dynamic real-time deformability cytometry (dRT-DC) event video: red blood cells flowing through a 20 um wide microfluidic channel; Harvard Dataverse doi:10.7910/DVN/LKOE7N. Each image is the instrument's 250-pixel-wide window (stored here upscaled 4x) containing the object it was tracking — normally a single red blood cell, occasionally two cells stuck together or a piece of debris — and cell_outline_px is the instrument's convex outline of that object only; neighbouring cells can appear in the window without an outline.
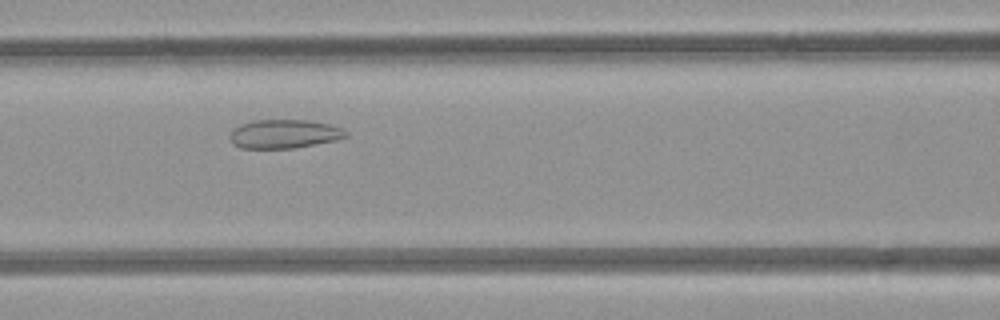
{"species": "common noctule bat (a hibernating species)", "species_latin": "Nyctalus noctula", "temperature_condition": "room temperature", "stored_images_in_passage": 7, "camera_frame_rate_fps": 3000, "um_per_image_px": 0.085, "animal": {"sex": "female", "body_mass_g": 21.9}, "frame": {"image": 1, "passage_image": 4, "time_ms": 3.333, "image_size_px": [1000, 320], "cell_outline_px": [[348, 136], [336, 140], [296, 148], [240, 148], [232, 144], [228, 136], [232, 128], [240, 124], [252, 120], [312, 120], [344, 128], [348, 132]], "centroid_in_image_um": [24.14, 11.38], "position_along_channel_um": 142.5, "area_um2": 19.83}}
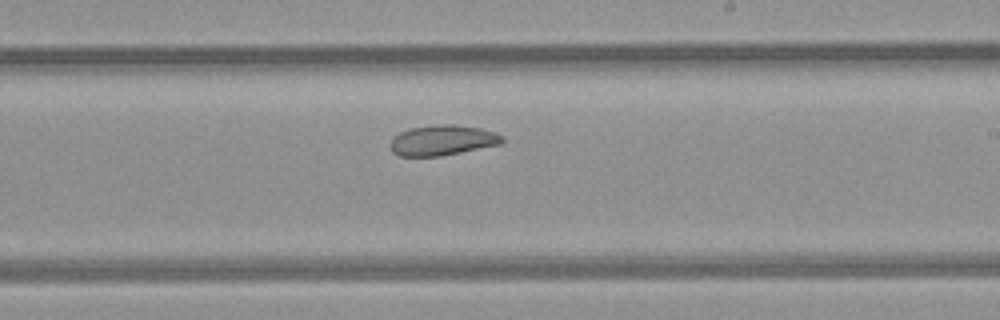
{"frame": {"image": 2, "passage_image": 7, "time_ms": 7.667, "image_size_px": [1000, 320], "cell_outline_px": [[504, 140], [500, 144], [440, 156], [400, 156], [392, 152], [388, 144], [392, 136], [400, 132], [412, 128], [444, 124], [456, 124], [480, 128], [496, 132], [504, 136]], "centroid_in_image_um": [37.59, 11.92], "position_along_channel_um": 251.4, "area_um2": 19.83}}